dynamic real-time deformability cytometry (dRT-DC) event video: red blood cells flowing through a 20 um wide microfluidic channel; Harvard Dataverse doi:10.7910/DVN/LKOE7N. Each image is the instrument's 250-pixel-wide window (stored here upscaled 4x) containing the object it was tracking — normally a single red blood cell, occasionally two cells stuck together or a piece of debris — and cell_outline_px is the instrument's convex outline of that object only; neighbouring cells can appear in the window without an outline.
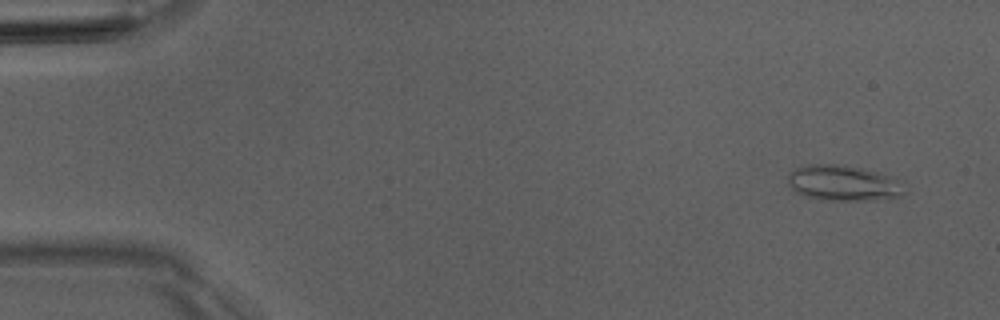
{"species": "Egyptian fruit bat (a non-hibernating species)", "species_latin": "Rousettus aegyptiacus", "temperature_condition": "room temperature", "stored_images_in_passage": 7, "camera_frame_rate_fps": 3000, "um_per_image_px": 0.085, "animal": {"sex": "male"}, "frame": {"image": 1, "passage_image": 1, "time_ms": 0.0, "image_size_px": [1000, 320], "cell_outline_px": [[908, 192], [904, 196], [884, 200], [820, 200], [804, 196], [796, 192], [788, 184], [788, 172], [792, 168], [808, 164], [836, 164], [860, 168], [880, 172], [904, 180]], "centroid_in_image_um": [71.77, 15.57], "position_along_channel_um": 13.2, "area_um2": 25.14}}
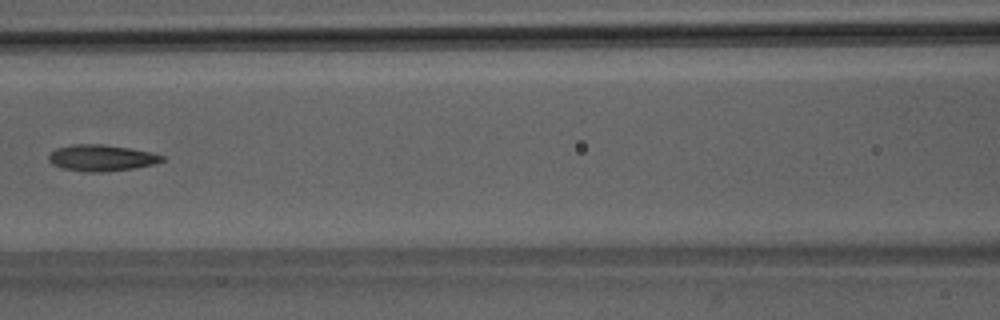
{"frame": {"image": 2, "passage_image": 7, "time_ms": 6.667, "image_size_px": [1000, 320], "cell_outline_px": [[164, 160], [152, 164], [132, 168], [108, 172], [84, 172], [64, 168], [52, 164], [48, 160], [48, 156], [56, 148], [72, 144], [100, 144], [128, 148], [152, 152], [164, 156]], "centroid_in_image_um": [8.6, 13.42], "position_along_channel_um": 158.0, "area_um2": 17.28}}